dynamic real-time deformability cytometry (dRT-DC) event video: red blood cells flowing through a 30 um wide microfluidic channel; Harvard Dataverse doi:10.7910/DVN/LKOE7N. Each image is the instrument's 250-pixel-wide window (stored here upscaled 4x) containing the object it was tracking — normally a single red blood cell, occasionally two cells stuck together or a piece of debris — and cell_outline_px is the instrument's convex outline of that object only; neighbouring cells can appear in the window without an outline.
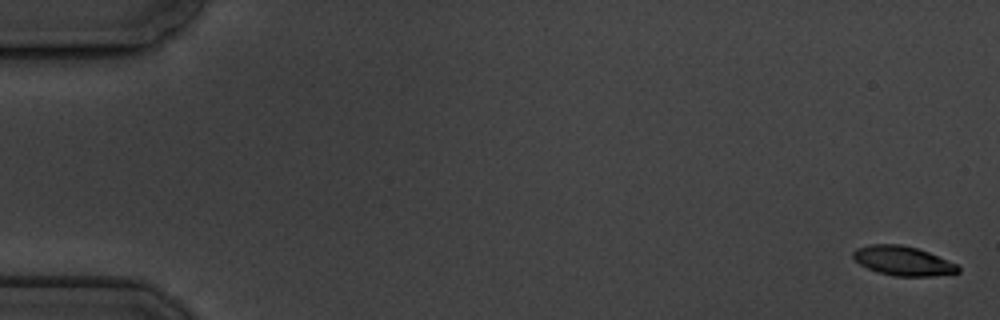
{"species": "common noctule bat (a hibernating species)", "species_latin": "Nyctalus noctula", "temperature_condition": "cold", "stored_images_in_passage": 6, "camera_frame_rate_fps": 3000, "um_per_image_px": 0.085, "animal": {"sex": "male", "body_mass_g": 19.5, "forearm_length_mm": 54.6}, "frame": {"image": 1, "passage_image": 1, "time_ms": 0.0, "image_size_px": [1000, 320], "cell_outline_px": [[960, 272], [932, 276], [892, 276], [868, 268], [860, 264], [852, 256], [852, 252], [856, 248], [872, 244], [900, 244], [916, 248], [928, 252], [956, 264], [960, 268]], "centroid_in_image_um": [76.74, 22.17], "position_along_channel_um": 8.3, "area_um2": 17.74}}